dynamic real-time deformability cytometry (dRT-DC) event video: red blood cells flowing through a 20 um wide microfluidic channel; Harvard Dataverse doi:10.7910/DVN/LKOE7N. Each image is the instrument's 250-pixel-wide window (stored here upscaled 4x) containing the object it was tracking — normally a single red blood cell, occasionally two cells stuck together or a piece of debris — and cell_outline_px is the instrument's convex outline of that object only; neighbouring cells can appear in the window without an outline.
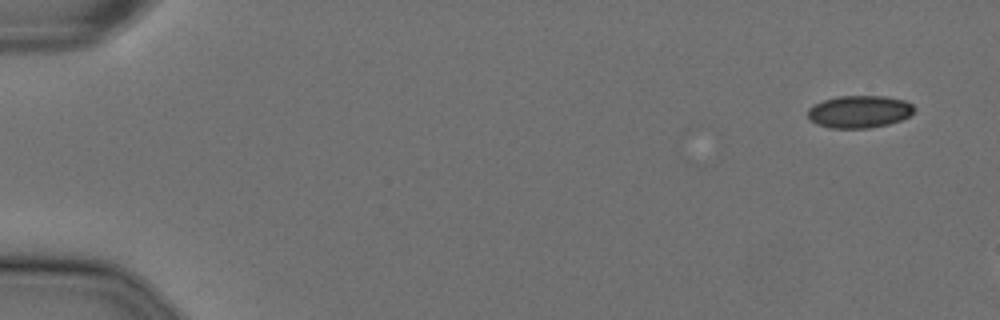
{"species": "Egyptian fruit bat (a non-hibernating species)", "species_latin": "Rousettus aegyptiacus", "temperature_condition": "cold", "stored_images_in_passage": 7, "camera_frame_rate_fps": 3000, "um_per_image_px": 0.085, "animal": {"sex": "female"}, "frame": {"image": 1, "passage_image": 1, "time_ms": 0.0, "image_size_px": [1000, 320], "cell_outline_px": [[916, 108], [908, 116], [900, 120], [888, 124], [868, 128], [828, 128], [816, 124], [808, 120], [808, 108], [824, 100], [836, 96], [884, 96], [904, 100], [912, 104]], "centroid_in_image_um": [73.01, 9.49], "position_along_channel_um": 12.0, "area_um2": 20.11}}